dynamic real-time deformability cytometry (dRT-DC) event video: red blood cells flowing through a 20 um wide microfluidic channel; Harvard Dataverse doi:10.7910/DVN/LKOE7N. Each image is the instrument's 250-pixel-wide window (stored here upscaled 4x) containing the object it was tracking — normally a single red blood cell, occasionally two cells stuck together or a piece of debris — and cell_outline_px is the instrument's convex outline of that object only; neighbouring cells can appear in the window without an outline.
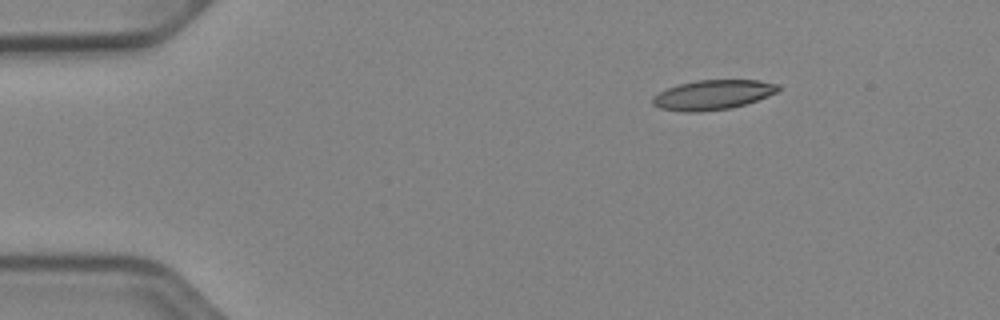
{"species": "Egyptian fruit bat (a non-hibernating species)", "species_latin": "Rousettus aegyptiacus", "temperature_condition": "cold", "stored_images_in_passage": 45, "camera_frame_rate_fps": 3000, "um_per_image_px": 0.085, "animal": {"sex": "female"}, "frame": {"image": 1, "passage_image": 1, "time_ms": 0.0, "image_size_px": [1000, 320], "cell_outline_px": [[780, 88], [776, 92], [768, 96], [732, 108], [700, 112], [684, 112], [660, 108], [652, 104], [652, 96], [676, 84], [696, 80], [760, 80], [780, 84]], "centroid_in_image_um": [60.58, 8.05], "position_along_channel_um": 24.4, "area_um2": 21.85}}
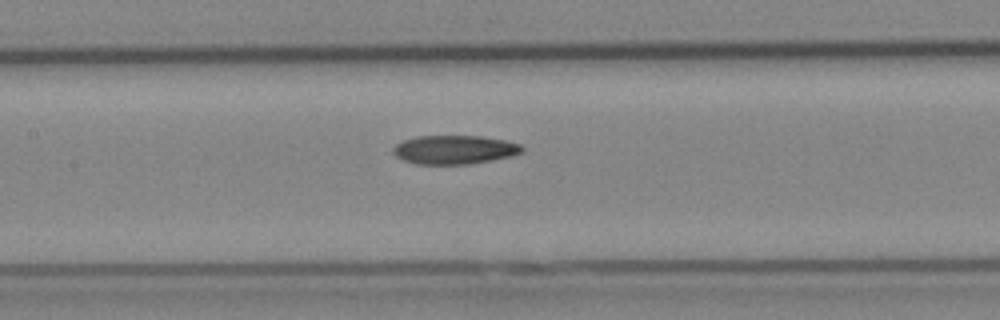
{"frame": {"image": 2, "passage_image": 18, "time_ms": 5.667, "image_size_px": [1000, 320], "cell_outline_px": [[524, 152], [512, 156], [492, 160], [468, 164], [416, 164], [404, 160], [396, 156], [392, 152], [392, 148], [396, 144], [404, 140], [416, 136], [484, 136], [504, 140], [520, 144], [524, 148]], "centroid_in_image_um": [38.64, 12.72], "position_along_channel_um": 168.8, "area_um2": 21.73}}
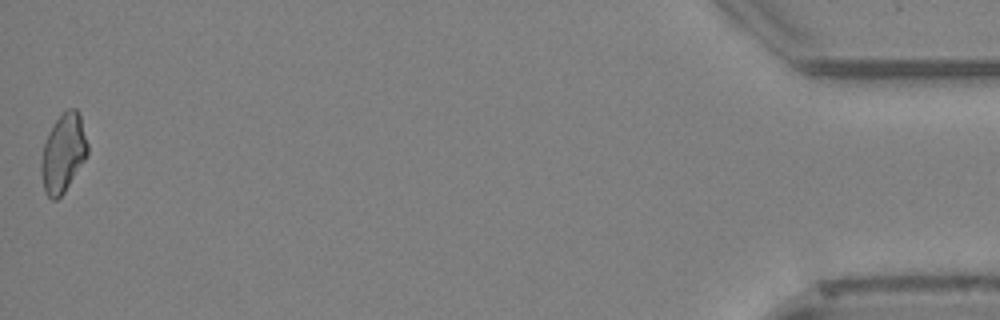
{"frame": {"image": 3, "passage_image": 45, "time_ms": 14.667, "image_size_px": [1000, 320], "cell_outline_px": [[88, 156], [64, 192], [56, 200], [52, 200], [44, 192], [40, 172], [40, 160], [44, 144], [52, 124], [68, 108], [76, 108], [80, 112], [88, 144]], "centroid_in_image_um": [5.38, 13.01], "position_along_channel_um": 429.8, "area_um2": 21.5}}